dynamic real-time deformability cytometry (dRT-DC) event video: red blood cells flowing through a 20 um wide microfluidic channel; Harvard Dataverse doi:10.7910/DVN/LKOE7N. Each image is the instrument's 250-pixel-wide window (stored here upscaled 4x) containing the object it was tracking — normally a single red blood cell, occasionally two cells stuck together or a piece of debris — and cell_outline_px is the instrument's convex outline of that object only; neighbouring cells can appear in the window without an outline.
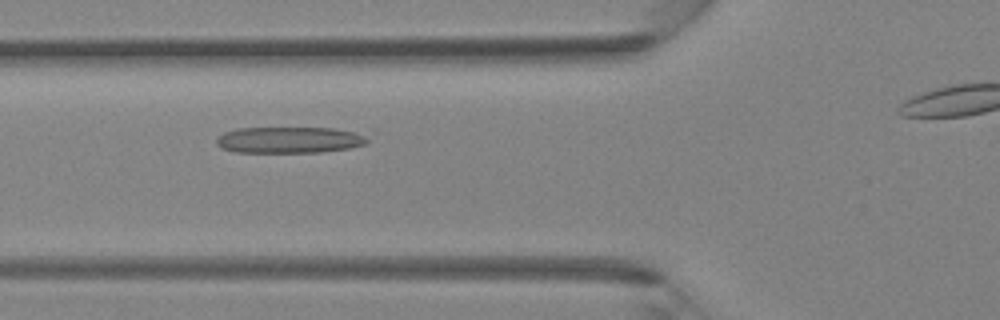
{"species": "Egyptian fruit bat (a non-hibernating species)", "species_latin": "Rousettus aegyptiacus", "temperature_condition": "room temperature", "stored_images_in_passage": 25, "camera_frame_rate_fps": 3000, "um_per_image_px": 0.085, "animal": {"sex": "female"}, "frame": {"image": 1, "passage_image": 4, "time_ms": 1.0, "image_size_px": [1000, 320], "cell_outline_px": [[376, 132], [364, 144], [348, 148], [320, 152], [236, 152], [224, 148], [216, 144], [216, 136], [224, 132], [236, 128], [376, 128]], "centroid_in_image_um": [24.9, 11.84], "position_along_channel_um": 100.9, "area_um2": 24.39}}
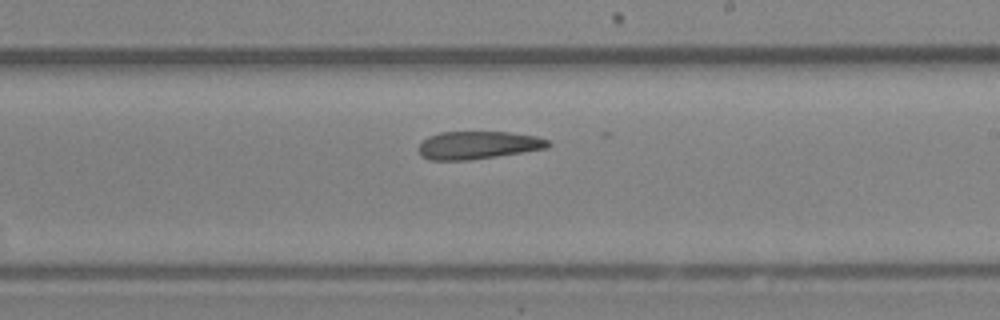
{"frame": {"image": 2, "passage_image": 13, "time_ms": 4.0, "image_size_px": [1000, 320], "cell_outline_px": [[552, 144], [548, 148], [496, 156], [468, 160], [428, 160], [420, 156], [416, 148], [428, 136], [440, 132], [508, 132], [536, 136], [548, 140]], "centroid_in_image_um": [40.59, 12.34], "position_along_channel_um": 248.4, "area_um2": 21.1}}
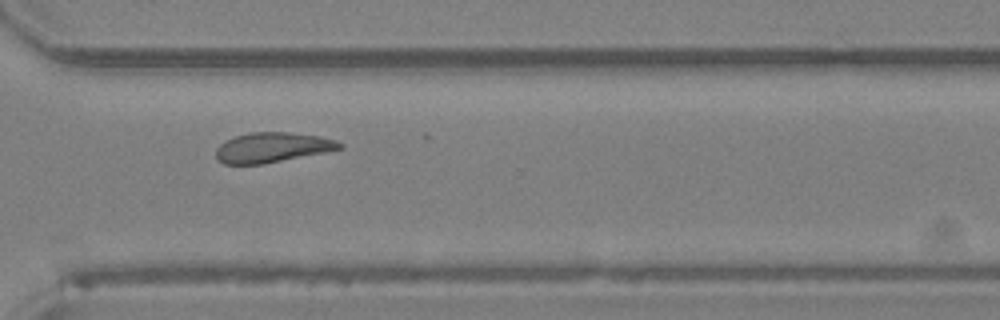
{"frame": {"image": 3, "passage_image": 19, "time_ms": 6.0, "image_size_px": [1000, 320], "cell_outline_px": [[344, 144], [340, 148], [324, 152], [264, 164], [224, 164], [216, 156], [216, 148], [220, 144], [236, 136], [252, 132], [288, 132], [320, 136], [336, 140]], "centroid_in_image_um": [23.15, 12.53], "position_along_channel_um": 347.5, "area_um2": 21.33}}